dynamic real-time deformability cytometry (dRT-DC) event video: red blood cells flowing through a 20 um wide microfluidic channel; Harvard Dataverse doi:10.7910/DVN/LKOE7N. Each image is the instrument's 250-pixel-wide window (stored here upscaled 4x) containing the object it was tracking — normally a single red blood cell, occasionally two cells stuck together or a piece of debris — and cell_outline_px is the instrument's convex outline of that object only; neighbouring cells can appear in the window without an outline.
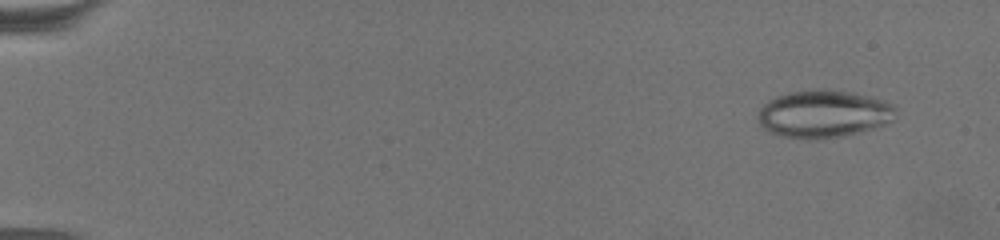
{"species": "common noctule bat (a hibernating species)", "species_latin": "Nyctalus noctula", "temperature_condition": "warm", "stored_images_in_passage": 49, "camera_frame_rate_fps": 3000, "um_per_image_px": 0.085, "animal": {"sex": "female", "body_mass_g": 19.5, "forearm_length_mm": 54.1}, "frame": {"image": 1, "passage_image": 5, "time_ms": 1.333, "image_size_px": [1000, 240], "cell_outline_px": [[896, 112], [892, 120], [868, 128], [840, 136], [784, 136], [768, 132], [760, 124], [756, 116], [760, 108], [764, 104], [780, 96], [792, 92], [848, 92], [880, 100], [892, 104], [896, 108]], "centroid_in_image_um": [69.96, 9.68], "position_along_channel_um": 15.0, "area_um2": 35.6}}
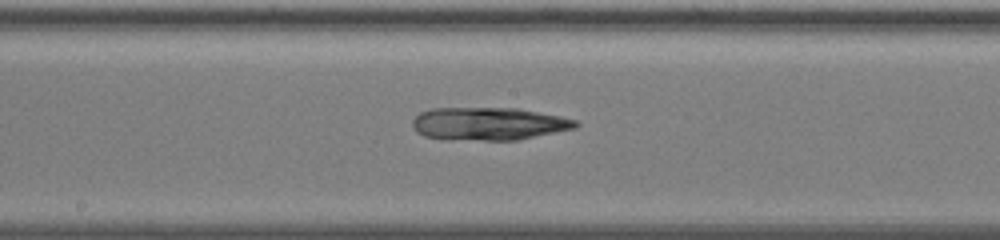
{"frame": {"image": 2, "passage_image": 36, "time_ms": 11.667, "image_size_px": [1000, 240], "cell_outline_px": [[580, 124], [576, 128], [520, 140], [444, 140], [424, 136], [416, 132], [412, 128], [412, 120], [420, 112], [432, 108], [516, 108], [560, 116], [576, 120]], "centroid_in_image_um": [41.51, 10.53], "position_along_channel_um": 206.7, "area_um2": 31.62}}
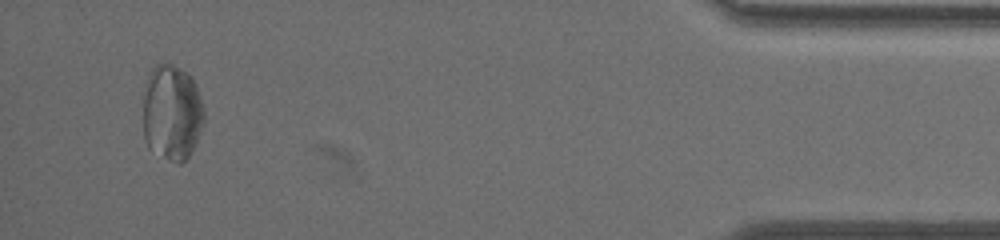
{"frame": {"image": 3, "passage_image": 48, "time_ms": 15.667, "image_size_px": [1000, 240], "cell_outline_px": [[204, 120], [196, 144], [192, 152], [180, 164], [176, 164], [148, 148], [144, 136], [144, 96], [148, 76], [152, 68], [156, 64], [172, 64], [188, 72], [200, 96], [204, 108]], "centroid_in_image_um": [14.62, 9.59], "position_along_channel_um": 420.6, "area_um2": 34.04}}